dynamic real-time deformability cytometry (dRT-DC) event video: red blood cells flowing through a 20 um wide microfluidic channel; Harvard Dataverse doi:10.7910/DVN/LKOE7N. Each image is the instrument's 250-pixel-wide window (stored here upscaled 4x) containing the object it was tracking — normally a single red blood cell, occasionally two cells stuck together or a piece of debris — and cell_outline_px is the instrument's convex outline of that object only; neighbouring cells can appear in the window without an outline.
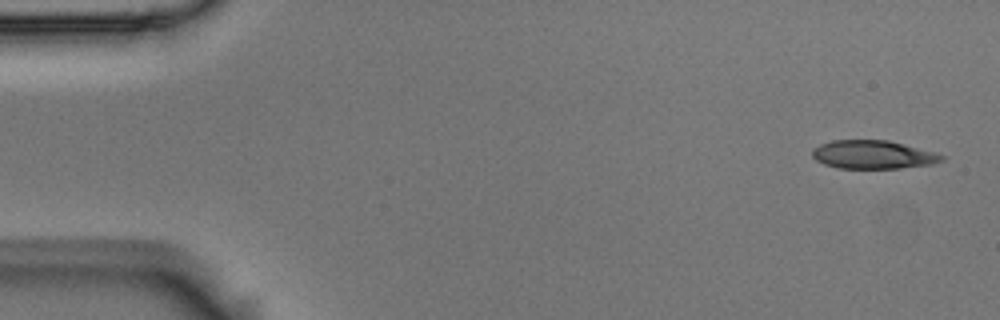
{"species": "Egyptian fruit bat (a non-hibernating species)", "species_latin": "Rousettus aegyptiacus", "temperature_condition": "room temperature", "stored_images_in_passage": 14, "camera_frame_rate_fps": 3000, "um_per_image_px": 0.085, "animal": {"sex": "male"}, "frame": {"image": 1, "passage_image": 1, "time_ms": 0.0, "image_size_px": [1000, 320], "cell_outline_px": [[944, 160], [932, 164], [900, 168], [836, 168], [824, 164], [816, 160], [812, 156], [812, 148], [820, 144], [832, 140], [888, 140], [932, 152], [944, 156]], "centroid_in_image_um": [74.15, 13.14], "position_along_channel_um": 10.9, "area_um2": 21.27}}
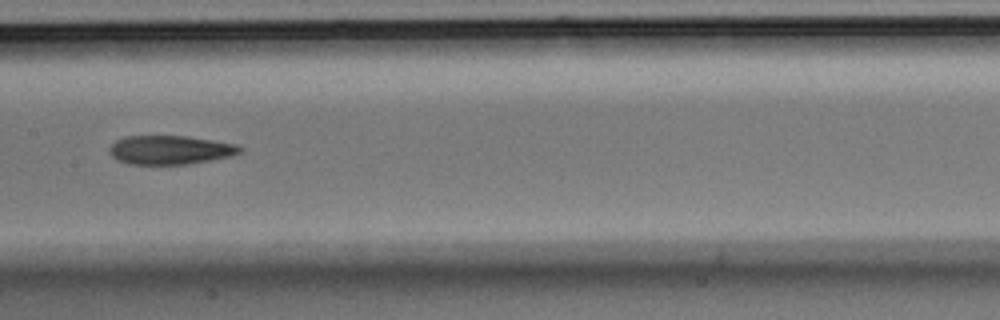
{"frame": {"image": 2, "passage_image": 7, "time_ms": 2.0, "image_size_px": [1000, 320], "cell_outline_px": [[244, 152], [232, 156], [212, 160], [188, 164], [128, 164], [116, 160], [108, 152], [108, 148], [116, 140], [124, 136], [188, 136], [236, 144], [244, 148]], "centroid_in_image_um": [14.48, 12.74], "position_along_channel_um": 192.9, "area_um2": 22.25}}
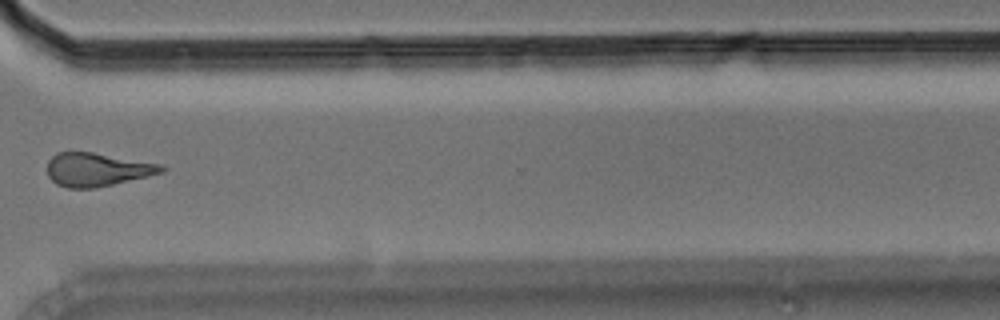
{"frame": {"image": 3, "passage_image": 11, "time_ms": 3.333, "image_size_px": [1000, 320], "cell_outline_px": [[168, 168], [164, 172], [148, 176], [112, 184], [92, 188], [68, 188], [56, 184], [48, 176], [48, 160], [56, 152], [92, 152], [160, 164]], "centroid_in_image_um": [8.24, 14.41], "position_along_channel_um": 362.4, "area_um2": 22.08}}